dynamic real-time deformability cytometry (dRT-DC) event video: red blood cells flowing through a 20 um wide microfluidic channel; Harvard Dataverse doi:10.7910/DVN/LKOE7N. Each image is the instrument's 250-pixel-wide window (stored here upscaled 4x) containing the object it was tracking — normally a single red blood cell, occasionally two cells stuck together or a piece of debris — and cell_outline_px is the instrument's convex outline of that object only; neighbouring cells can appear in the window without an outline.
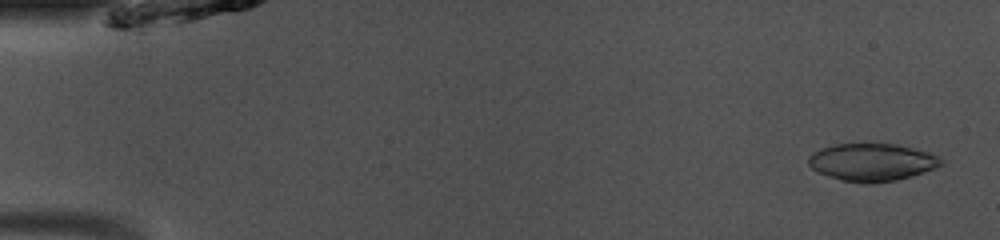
{"species": "common noctule bat (a hibernating species)", "species_latin": "Nyctalus noctula", "temperature_condition": "room temperature", "stored_images_in_passage": 48, "camera_frame_rate_fps": 3000, "um_per_image_px": 0.085, "animal": {"sex": "male", "body_mass_g": 13.0, "forearm_length_mm": 53.1}, "frame": {"image": 1, "passage_image": 2, "time_ms": 0.333, "image_size_px": [1000, 240], "cell_outline_px": [[944, 164], [936, 168], [924, 172], [896, 180], [872, 184], [864, 184], [840, 180], [816, 172], [808, 164], [808, 156], [812, 152], [820, 148], [832, 144], [896, 144], [928, 152], [944, 160]], "centroid_in_image_um": [74.08, 13.8], "position_along_channel_um": 10.9, "area_um2": 29.3}}
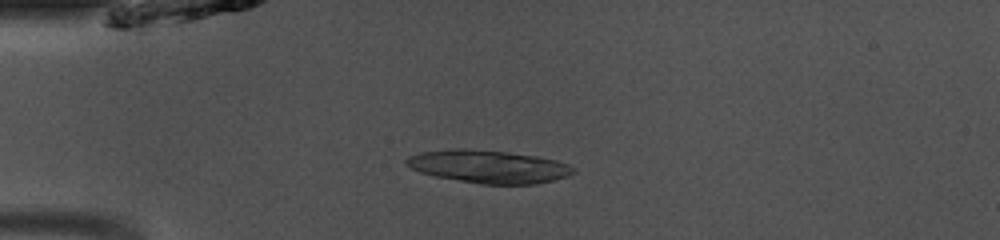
{"frame": {"image": 2, "passage_image": 12, "time_ms": 3.667, "image_size_px": [1000, 240], "cell_outline_px": [[576, 172], [568, 176], [536, 184], [480, 184], [436, 176], [420, 172], [404, 164], [404, 160], [408, 156], [420, 152], [452, 148], [464, 148], [508, 152], [536, 156], [556, 160], [568, 164], [576, 168]], "centroid_in_image_um": [41.52, 14.15], "position_along_channel_um": 43.5, "area_um2": 32.14}}